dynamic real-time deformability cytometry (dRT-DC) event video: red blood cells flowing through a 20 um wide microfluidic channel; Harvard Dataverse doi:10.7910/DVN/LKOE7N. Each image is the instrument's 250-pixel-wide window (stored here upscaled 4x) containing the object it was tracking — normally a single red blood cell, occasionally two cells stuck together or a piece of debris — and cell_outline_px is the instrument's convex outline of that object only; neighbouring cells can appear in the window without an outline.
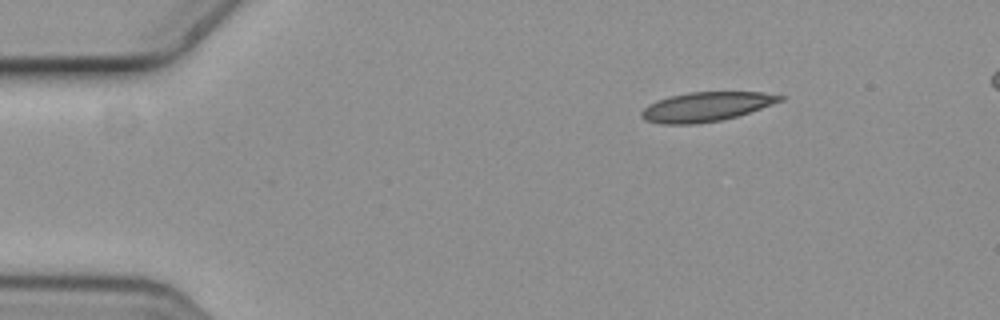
{"species": "common noctule bat (a hibernating species)", "species_latin": "Nyctalus noctula", "temperature_condition": "cold", "stored_images_in_passage": 4, "segment_of_instrument_passage": [1, 2], "camera_frame_rate_fps": 3000, "um_per_image_px": 0.085, "animal": {"sex": "female", "body_mass_g": 19.3, "forearm_length_mm": 54.1}, "frame": {"image": 1, "passage_image": 1, "time_ms": 0.0, "image_size_px": [1000, 320], "cell_outline_px": [[784, 100], [736, 116], [720, 120], [696, 124], [660, 124], [644, 120], [640, 116], [640, 112], [648, 104], [656, 100], [668, 96], [688, 92], [764, 92], [784, 96]], "centroid_in_image_um": [59.96, 9.07], "position_along_channel_um": 25.0, "area_um2": 23.7}}